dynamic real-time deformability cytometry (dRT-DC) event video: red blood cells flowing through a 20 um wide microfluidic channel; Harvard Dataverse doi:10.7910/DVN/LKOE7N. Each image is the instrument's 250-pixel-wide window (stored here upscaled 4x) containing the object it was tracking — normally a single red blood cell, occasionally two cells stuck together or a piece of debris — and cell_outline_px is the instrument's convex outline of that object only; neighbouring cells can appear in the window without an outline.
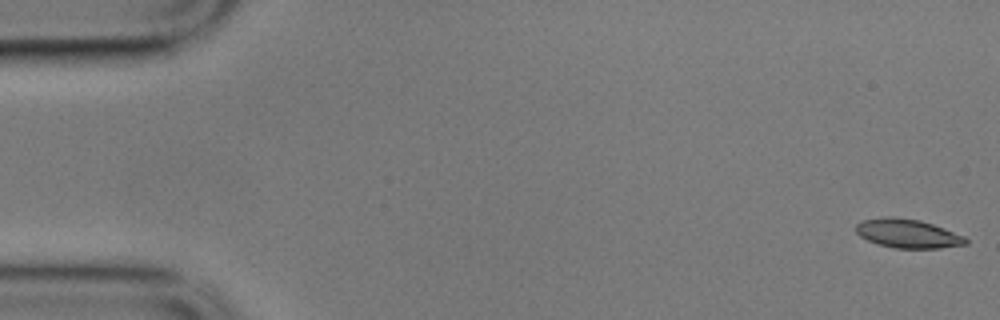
{"species": "common noctule bat (a hibernating species)", "species_latin": "Nyctalus noctula", "temperature_condition": "cold", "stored_images_in_passage": 5, "camera_frame_rate_fps": 3000, "um_per_image_px": 0.085, "animal": {"sex": "male", "body_mass_g": 17.9}, "frame": {"image": 1, "passage_image": 1, "time_ms": 0.0, "image_size_px": [1000, 320], "cell_outline_px": [[968, 244], [940, 248], [896, 248], [876, 244], [860, 236], [856, 232], [856, 224], [864, 220], [884, 216], [892, 216], [920, 220], [944, 228], [964, 236], [968, 240]], "centroid_in_image_um": [77.15, 19.85], "position_along_channel_um": 7.8, "area_um2": 18.5}}
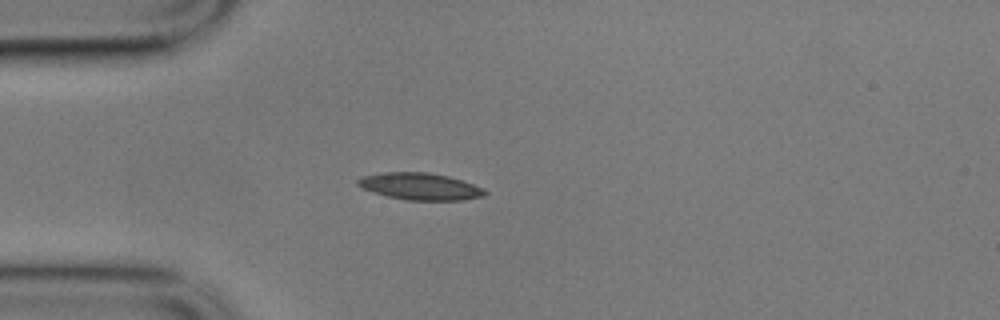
{"frame": {"image": 2, "passage_image": 5, "time_ms": 1.333, "image_size_px": [1000, 320], "cell_outline_px": [[488, 192], [484, 196], [464, 200], [404, 200], [372, 192], [360, 188], [356, 184], [356, 180], [364, 176], [380, 172], [428, 172], [448, 176], [484, 188]], "centroid_in_image_um": [35.68, 15.84], "position_along_channel_um": 49.3, "area_um2": 20.06}}